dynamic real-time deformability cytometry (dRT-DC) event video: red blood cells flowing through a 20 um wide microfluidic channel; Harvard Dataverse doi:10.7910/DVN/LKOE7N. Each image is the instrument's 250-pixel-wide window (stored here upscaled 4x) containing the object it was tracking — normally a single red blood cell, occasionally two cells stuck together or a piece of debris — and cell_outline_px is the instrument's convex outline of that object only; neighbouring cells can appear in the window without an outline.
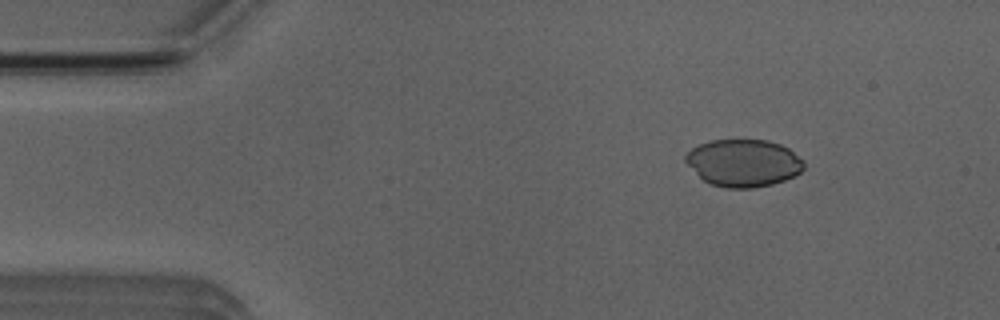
{"species": "Egyptian fruit bat (a non-hibernating species)", "species_latin": "Rousettus aegyptiacus", "temperature_condition": "room temperature", "stored_images_in_passage": 4, "camera_frame_rate_fps": 3000, "um_per_image_px": 0.085, "animal": {"sex": "male"}, "frame": {"image": 1, "passage_image": 2, "time_ms": 1.0, "image_size_px": [1000, 320], "cell_outline_px": [[804, 168], [796, 176], [772, 184], [752, 188], [724, 188], [712, 184], [704, 180], [684, 160], [684, 156], [692, 148], [700, 144], [712, 140], [768, 140], [780, 144], [788, 148], [804, 160]], "centroid_in_image_um": [63.22, 13.85], "position_along_channel_um": 21.8, "area_um2": 32.54}}